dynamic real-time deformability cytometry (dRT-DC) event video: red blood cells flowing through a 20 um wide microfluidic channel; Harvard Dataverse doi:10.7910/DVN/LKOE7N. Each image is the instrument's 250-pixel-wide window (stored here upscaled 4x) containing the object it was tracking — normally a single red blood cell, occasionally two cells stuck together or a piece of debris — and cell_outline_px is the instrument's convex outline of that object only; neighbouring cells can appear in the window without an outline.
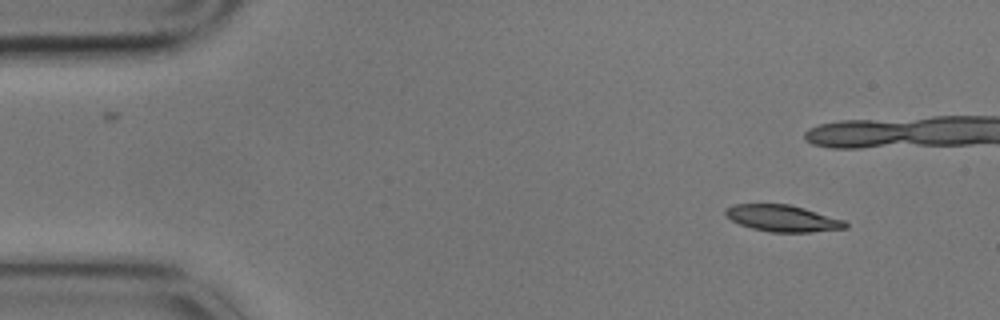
{"species": "common noctule bat (a hibernating species)", "species_latin": "Nyctalus noctula", "temperature_condition": "cold", "stored_images_in_passage": 5, "camera_frame_rate_fps": 3000, "um_per_image_px": 0.085, "animal": {"sex": "male", "body_mass_g": 17.9}, "frame": {"image": 1, "passage_image": 1, "time_ms": 0.0, "image_size_px": [1000, 320], "cell_outline_px": [[848, 228], [812, 232], [768, 232], [752, 228], [740, 224], [724, 216], [724, 208], [732, 204], [788, 204], [804, 208], [844, 220], [848, 224]], "centroid_in_image_um": [66.49, 18.55], "position_along_channel_um": 18.5, "area_um2": 18.67}}